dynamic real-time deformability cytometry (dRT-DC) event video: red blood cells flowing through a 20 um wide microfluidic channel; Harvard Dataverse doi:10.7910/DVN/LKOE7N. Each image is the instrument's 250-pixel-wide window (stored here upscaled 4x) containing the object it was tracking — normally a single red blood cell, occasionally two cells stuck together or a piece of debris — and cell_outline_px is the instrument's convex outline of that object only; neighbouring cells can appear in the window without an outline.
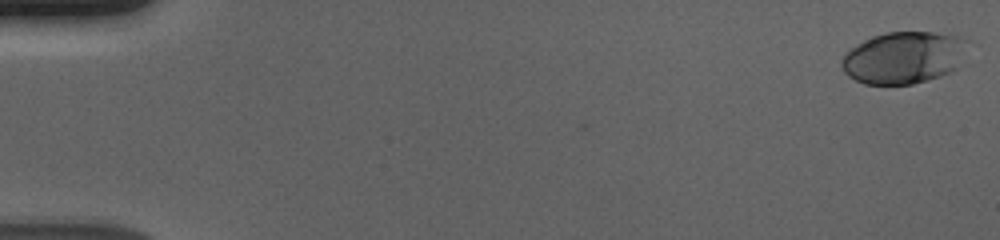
{"species": "human", "species_latin": "Homo sapiens", "temperature_condition": "cold", "stored_images_in_passage": 57, "camera_frame_rate_fps": 3000, "um_per_image_px": 0.085, "donor": {"sex": "male"}, "frame": {"image": 1, "passage_image": 1, "time_ms": 0.0, "image_size_px": [1000, 240], "cell_outline_px": [[972, 40], [956, 68], [940, 76], [928, 80], [912, 84], [864, 84], [848, 76], [844, 72], [840, 64], [840, 60], [856, 44], [872, 36], [888, 32], [932, 32], [960, 36]], "centroid_in_image_um": [76.84, 4.88], "position_along_channel_um": 8.2, "area_um2": 38.38}}
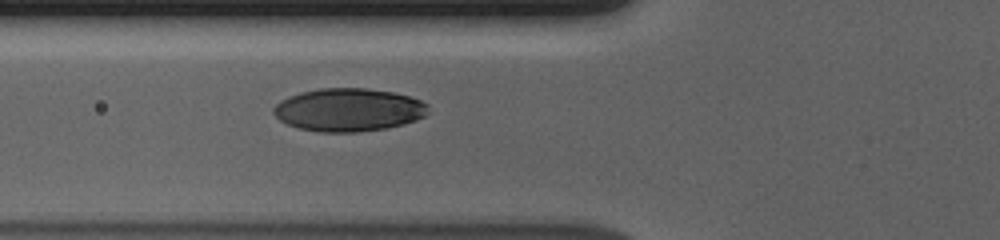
{"frame": {"image": 2, "passage_image": 22, "time_ms": 7.0, "image_size_px": [1000, 240], "cell_outline_px": [[428, 112], [424, 116], [416, 120], [404, 124], [388, 128], [356, 132], [320, 132], [300, 128], [288, 124], [280, 120], [272, 112], [272, 108], [280, 100], [288, 96], [300, 92], [320, 88], [368, 88], [392, 92], [408, 96], [420, 100], [428, 104]], "centroid_in_image_um": [29.62, 9.33], "position_along_channel_um": 96.2, "area_um2": 38.9}}
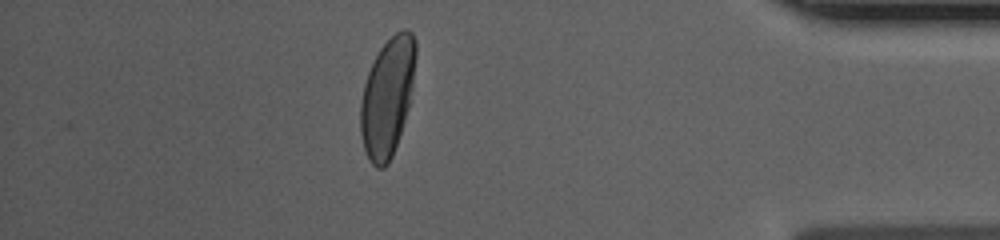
{"frame": {"image": 3, "passage_image": 50, "time_ms": 16.333, "image_size_px": [1000, 240], "cell_outline_px": [[416, 56], [412, 88], [408, 108], [392, 156], [388, 164], [384, 168], [376, 168], [368, 160], [364, 148], [360, 132], [360, 104], [364, 84], [368, 72], [380, 48], [396, 32], [404, 28], [408, 28], [412, 32], [416, 40]], "centroid_in_image_um": [32.93, 8.23], "position_along_channel_um": 402.3, "area_um2": 38.03}, "authors_computed_cell_mechanics": {"area_um2": 38.3792, "velocity_mm_per_s": 3.6604, "shape_relaxation_time_tau1_ms": 5.6493, "shape_relaxation_time_tau2_ms": null, "deformation_change_tau1": 0.1953, "deformation_change_tau2": null}}